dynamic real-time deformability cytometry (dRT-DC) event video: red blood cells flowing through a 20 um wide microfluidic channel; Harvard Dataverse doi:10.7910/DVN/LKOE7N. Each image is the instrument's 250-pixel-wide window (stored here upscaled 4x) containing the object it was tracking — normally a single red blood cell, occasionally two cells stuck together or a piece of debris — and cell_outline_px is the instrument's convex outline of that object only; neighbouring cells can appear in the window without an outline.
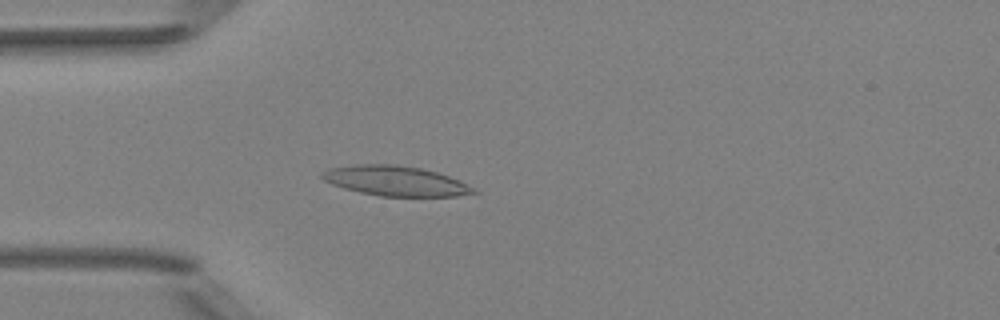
{"species": "Egyptian fruit bat (a non-hibernating species)", "species_latin": "Rousettus aegyptiacus", "temperature_condition": "room temperature", "stored_images_in_passage": 52, "camera_frame_rate_fps": 3000, "um_per_image_px": 0.085, "animal": {"sex": "female"}, "frame": {"image": 1, "passage_image": 15, "time_ms": 4.667, "image_size_px": [1000, 320], "cell_outline_px": [[480, 192], [456, 196], [380, 196], [360, 192], [344, 188], [332, 184], [324, 180], [320, 176], [320, 172], [328, 168], [352, 164], [396, 164], [420, 168], [436, 172], [460, 180], [476, 188]], "centroid_in_image_um": [33.61, 15.37], "position_along_channel_um": 51.4, "area_um2": 26.59}}
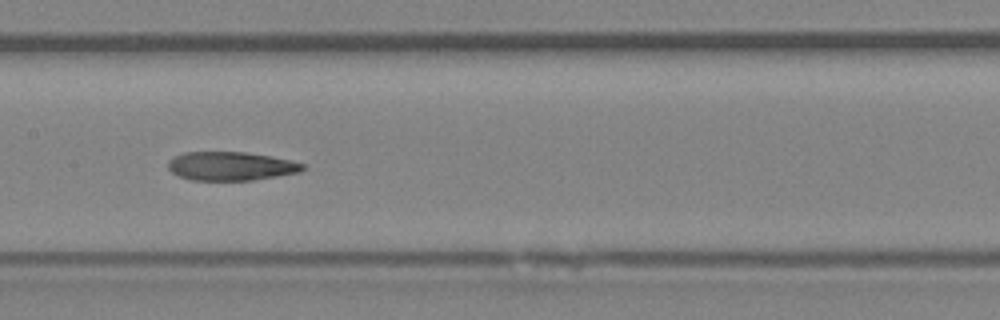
{"frame": {"image": 2, "passage_image": 26, "time_ms": 8.333, "image_size_px": [1000, 320], "cell_outline_px": [[304, 168], [300, 172], [252, 180], [192, 180], [180, 176], [172, 172], [168, 168], [168, 160], [172, 156], [184, 152], [244, 152], [268, 156], [288, 160], [304, 164]], "centroid_in_image_um": [19.56, 14.12], "position_along_channel_um": 187.8, "area_um2": 22.31}}
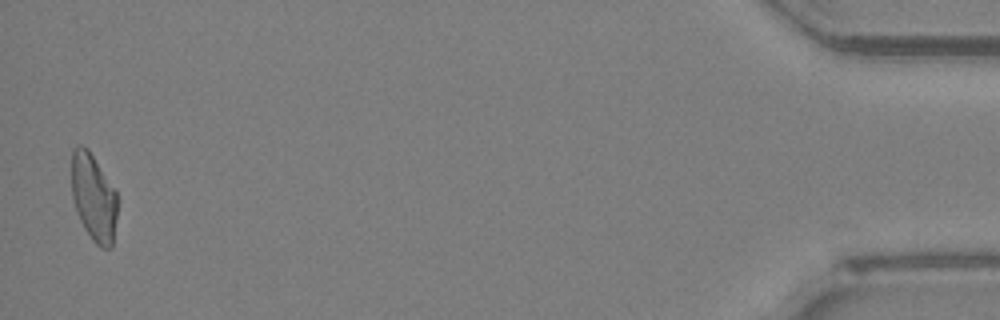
{"frame": {"image": 3, "passage_image": 51, "time_ms": 16.667, "image_size_px": [1000, 320], "cell_outline_px": [[116, 216], [112, 248], [100, 248], [92, 240], [84, 228], [80, 220], [72, 196], [72, 148], [76, 144], [80, 144], [88, 148], [116, 192]], "centroid_in_image_um": [7.94, 16.77], "position_along_channel_um": 427.3, "area_um2": 23.12}, "authors_computed_cell_mechanics": {"area_um2": 23.8425, "velocity_mm_per_s": 4.0029, "shape_relaxation_time_tau1_ms": null, "shape_relaxation_time_tau2_ms": 4.5323, "deformation_change_tau1": null, "deformation_change_tau2": 0.1343}}